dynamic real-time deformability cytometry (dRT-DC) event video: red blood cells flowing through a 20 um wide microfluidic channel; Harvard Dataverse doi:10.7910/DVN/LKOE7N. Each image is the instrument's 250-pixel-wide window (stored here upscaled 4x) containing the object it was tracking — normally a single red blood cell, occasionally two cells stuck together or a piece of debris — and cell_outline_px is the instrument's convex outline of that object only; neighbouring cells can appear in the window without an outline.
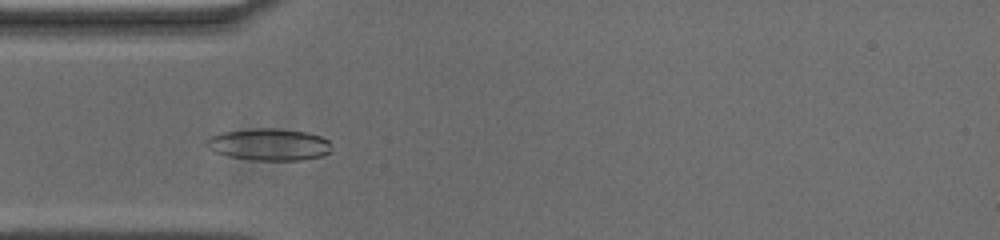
{"species": "common noctule bat (a hibernating species)", "species_latin": "Nyctalus noctula", "temperature_condition": "cold", "stored_images_in_passage": 54, "camera_frame_rate_fps": 3000, "um_per_image_px": 0.085, "animal": {"sex": "male", "body_mass_g": 20.0, "forearm_length_mm": 53.3}, "frame": {"image": 1, "passage_image": 15, "time_ms": 4.667, "image_size_px": [1000, 240], "cell_outline_px": [[332, 144], [328, 152], [324, 156], [300, 160], [256, 160], [228, 156], [216, 152], [208, 148], [204, 144], [208, 136], [220, 132], [256, 128], [272, 128], [308, 132], [320, 136], [328, 140]], "centroid_in_image_um": [22.85, 12.27], "position_along_channel_um": 62.2, "area_um2": 23.41}}
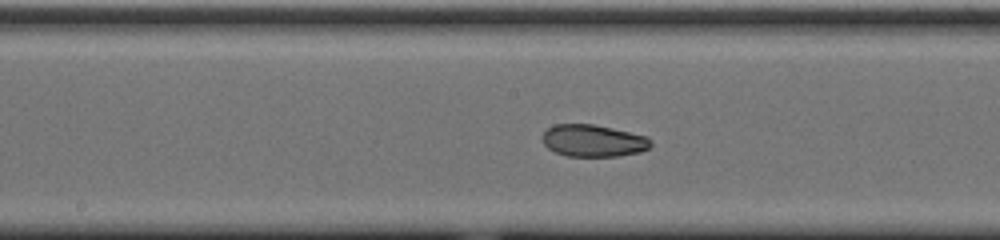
{"frame": {"image": 2, "passage_image": 26, "time_ms": 8.333, "image_size_px": [1000, 240], "cell_outline_px": [[652, 144], [648, 148], [640, 152], [620, 156], [568, 156], [556, 152], [548, 148], [544, 144], [544, 132], [552, 124], [592, 124], [612, 128], [648, 136], [652, 140]], "centroid_in_image_um": [50.46, 11.96], "position_along_channel_um": 197.7, "area_um2": 20.23}}
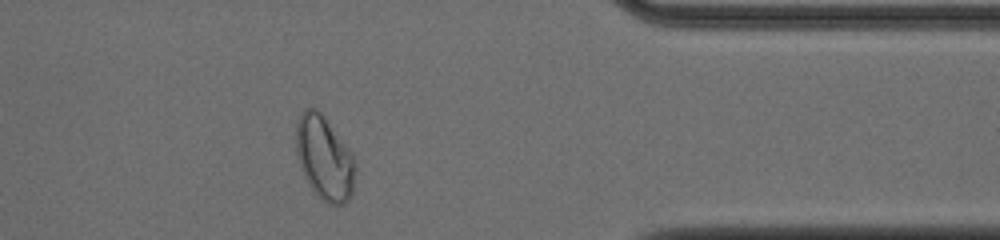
{"frame": {"image": 3, "passage_image": 43, "time_ms": 14.0, "image_size_px": [1000, 240], "cell_outline_px": [[356, 172], [352, 192], [348, 200], [344, 204], [328, 204], [320, 200], [316, 196], [308, 184], [300, 168], [296, 152], [296, 124], [300, 112], [304, 108], [316, 108], [324, 116], [352, 152], [356, 160]], "centroid_in_image_um": [27.57, 13.44], "position_along_channel_um": 383.8, "area_um2": 29.48}, "authors_computed_cell_mechanics": {"area_um2": 21.097, "velocity_mm_per_s": 3.688, "shape_relaxation_time_tau1_ms": 6.6803, "shape_relaxation_time_tau2_ms": 2.588, "deformation_change_tau1": 0.1633, "deformation_change_tau2": 0.0556}}